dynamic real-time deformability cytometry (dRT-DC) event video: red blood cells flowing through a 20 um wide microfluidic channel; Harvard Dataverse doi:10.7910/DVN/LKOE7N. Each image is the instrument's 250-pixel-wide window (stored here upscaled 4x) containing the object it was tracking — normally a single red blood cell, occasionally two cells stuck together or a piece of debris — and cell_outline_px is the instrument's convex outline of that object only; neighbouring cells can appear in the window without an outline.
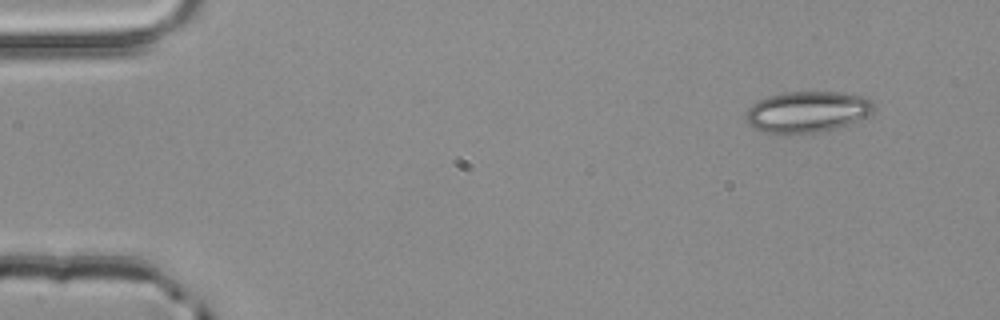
{"species": "common noctule bat (a hibernating species)", "species_latin": "Nyctalus noctula", "temperature_condition": "room temperature", "stored_images_in_passage": 3, "camera_frame_rate_fps": 3000, "um_per_image_px": 0.085, "animal": {"sex": "male", "body_mass_g": 20.4}, "frame": {"image": 1, "passage_image": 1, "time_ms": 0.0, "image_size_px": [1000, 320], "cell_outline_px": [[876, 108], [872, 112], [848, 124], [836, 128], [816, 132], [764, 132], [748, 124], [744, 120], [744, 116], [748, 108], [752, 104], [768, 96], [784, 92], [840, 92], [864, 96], [876, 104]], "centroid_in_image_um": [68.61, 9.48], "position_along_channel_um": 16.4, "area_um2": 30.35}}
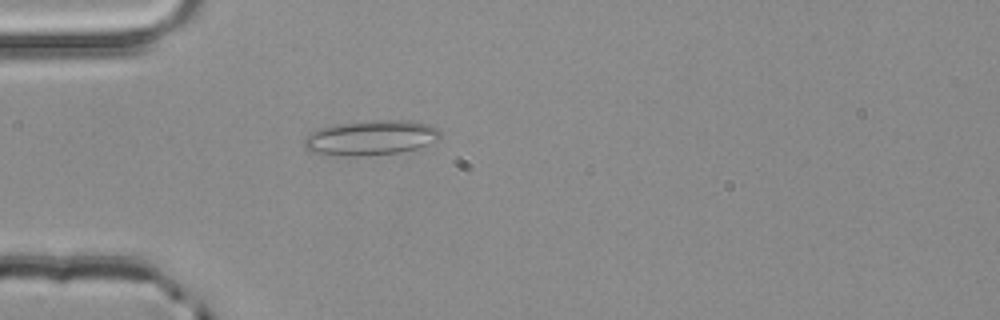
{"frame": {"image": 2, "passage_image": 3, "time_ms": 0.667, "image_size_px": [1000, 320], "cell_outline_px": [[440, 140], [416, 148], [400, 152], [360, 156], [344, 156], [312, 152], [304, 148], [304, 136], [320, 128], [332, 124], [376, 120], [408, 120], [428, 124], [436, 128], [440, 132]], "centroid_in_image_um": [31.5, 11.7], "position_along_channel_um": 53.5, "area_um2": 27.74}}